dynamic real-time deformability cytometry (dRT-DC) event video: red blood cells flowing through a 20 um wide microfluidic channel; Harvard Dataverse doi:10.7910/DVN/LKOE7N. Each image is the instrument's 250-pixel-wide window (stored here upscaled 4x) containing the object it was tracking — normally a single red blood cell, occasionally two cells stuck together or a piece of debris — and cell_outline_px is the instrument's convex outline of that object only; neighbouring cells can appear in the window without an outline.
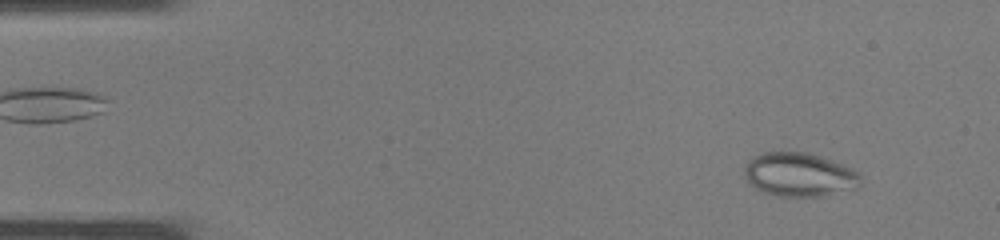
{"species": "common noctule bat (a hibernating species)", "species_latin": "Nyctalus noctula", "temperature_condition": "warm", "stored_images_in_passage": 37, "camera_frame_rate_fps": 3000, "um_per_image_px": 0.085, "animal": {"sex": "male", "body_mass_g": 19.0, "forearm_length_mm": 50.8}, "frame": {"image": 1, "passage_image": 3, "time_ms": 0.667, "image_size_px": [1000, 240], "cell_outline_px": [[860, 184], [856, 188], [824, 196], [776, 196], [764, 192], [756, 188], [748, 180], [744, 172], [744, 164], [752, 156], [764, 152], [808, 152], [832, 160], [860, 172]], "centroid_in_image_um": [67.94, 14.83], "position_along_channel_um": 17.1, "area_um2": 29.71}}
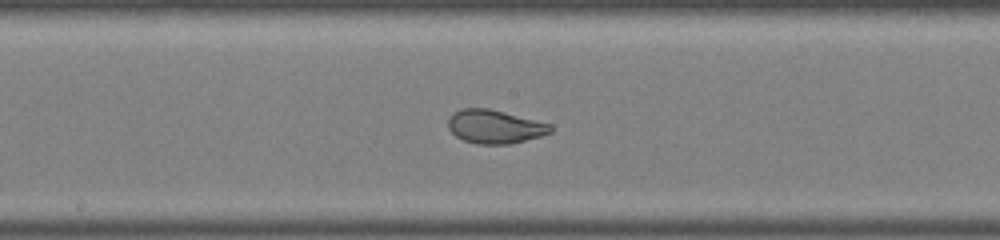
{"frame": {"image": 2, "passage_image": 19, "time_ms": 6.0, "image_size_px": [1000, 240], "cell_outline_px": [[552, 132], [540, 136], [508, 144], [476, 144], [464, 140], [456, 136], [448, 128], [448, 116], [452, 112], [460, 108], [488, 108], [552, 124]], "centroid_in_image_um": [42.02, 10.75], "position_along_channel_um": 206.2, "area_um2": 20.06}}
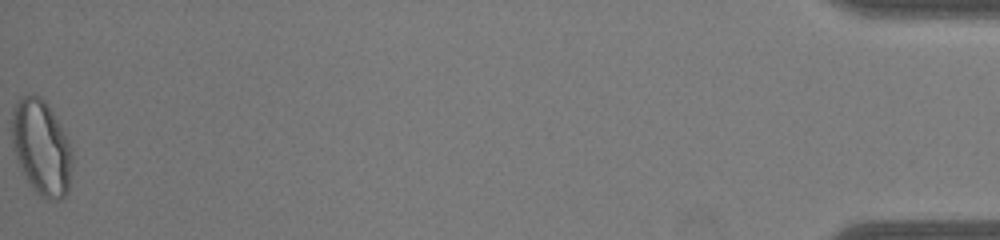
{"frame": {"image": 3, "passage_image": 37, "time_ms": 12.0, "image_size_px": [1000, 240], "cell_outline_px": [[72, 164], [68, 192], [60, 200], [48, 200], [40, 196], [28, 184], [16, 156], [12, 144], [12, 108], [20, 96], [40, 96], [44, 100], [60, 124], [68, 140], [72, 152]], "centroid_in_image_um": [3.52, 12.56], "position_along_channel_um": 431.7, "area_um2": 33.41}}